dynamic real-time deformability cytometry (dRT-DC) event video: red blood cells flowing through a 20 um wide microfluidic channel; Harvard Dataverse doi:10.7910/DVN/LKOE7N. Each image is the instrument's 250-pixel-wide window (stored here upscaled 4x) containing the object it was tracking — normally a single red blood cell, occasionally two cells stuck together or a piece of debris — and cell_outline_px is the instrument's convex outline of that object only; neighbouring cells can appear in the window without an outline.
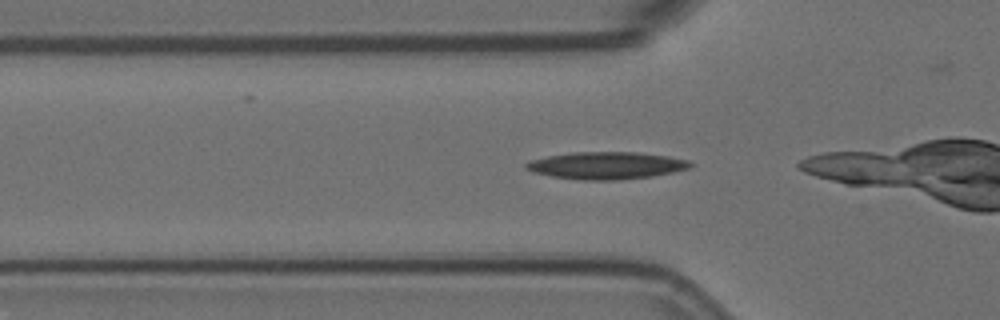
{"species": "Egyptian fruit bat (a non-hibernating species)", "species_latin": "Rousettus aegyptiacus", "temperature_condition": "room temperature", "stored_images_in_passage": 15, "camera_frame_rate_fps": 3000, "um_per_image_px": 0.085, "animal": {"sex": "female"}, "frame": {"image": 1, "passage_image": 10, "time_ms": 3.0, "image_size_px": [1000, 320], "cell_outline_px": [[692, 164], [688, 168], [672, 172], [652, 176], [616, 180], [584, 180], [552, 176], [532, 172], [524, 168], [524, 164], [532, 160], [548, 156], [572, 152], [640, 152], [668, 156], [688, 160]], "centroid_in_image_um": [51.52, 14.06], "position_along_channel_um": 74.3, "area_um2": 25.95}}